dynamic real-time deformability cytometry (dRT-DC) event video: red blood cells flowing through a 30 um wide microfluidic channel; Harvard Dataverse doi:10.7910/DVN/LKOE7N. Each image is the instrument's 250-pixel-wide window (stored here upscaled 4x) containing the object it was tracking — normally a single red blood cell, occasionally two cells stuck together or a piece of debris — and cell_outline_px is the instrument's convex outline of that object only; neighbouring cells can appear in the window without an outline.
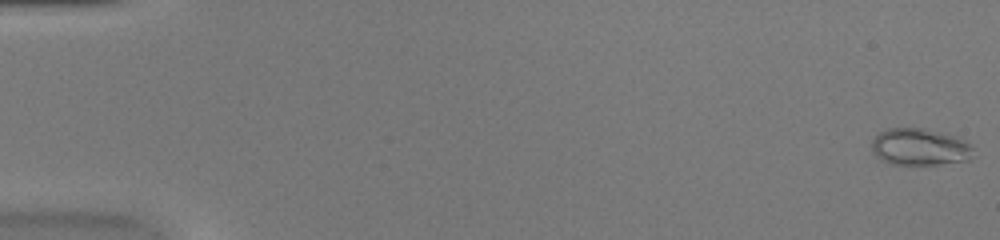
{"species": "common noctule bat (a hibernating species)", "species_latin": "Nyctalus noctula", "temperature_condition": "warm", "stored_images_in_passage": 52, "camera_frame_rate_fps": 3000, "um_per_image_px": 0.085, "animal": {"sex": "female", "body_mass_g": 20.0, "forearm_length_mm": 54.0}, "frame": {"image": 1, "passage_image": 1, "time_ms": 0.0, "image_size_px": [1000, 240], "cell_outline_px": [[976, 156], [968, 160], [936, 164], [892, 164], [880, 160], [872, 152], [872, 140], [880, 132], [888, 128], [924, 128], [956, 136], [972, 144]], "centroid_in_image_um": [78.22, 12.49], "position_along_channel_um": 6.8, "area_um2": 22.08}}
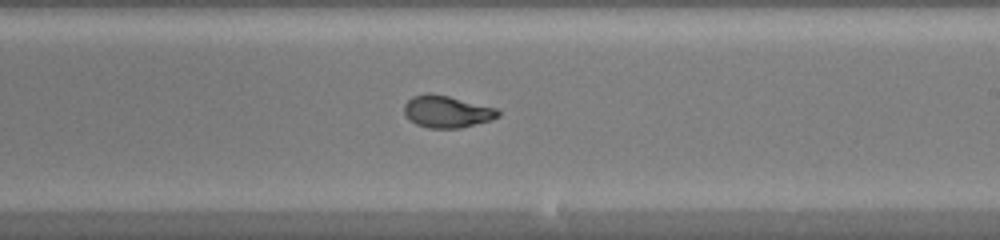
{"frame": {"image": 2, "passage_image": 32, "time_ms": 10.333, "image_size_px": [1000, 240], "cell_outline_px": [[500, 116], [492, 120], [460, 128], [428, 128], [416, 124], [404, 112], [404, 104], [412, 96], [428, 92], [448, 96], [496, 108], [500, 112]], "centroid_in_image_um": [37.99, 9.48], "position_along_channel_um": 251.0, "area_um2": 17.46}}
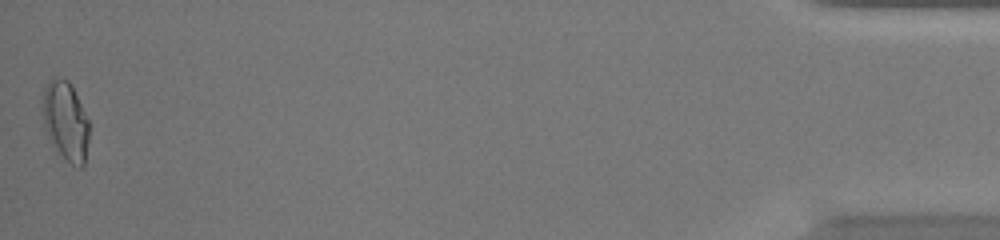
{"frame": {"image": 3, "passage_image": 52, "time_ms": 17.0, "image_size_px": [1000, 240], "cell_outline_px": [[88, 140], [84, 164], [80, 168], [76, 168], [64, 160], [44, 128], [44, 88], [48, 80], [52, 76], [68, 80], [88, 120]], "centroid_in_image_um": [5.58, 10.31], "position_along_channel_um": 429.6, "area_um2": 20.92}, "authors_computed_cell_mechanics": {"area_um2": 18.7272, "velocity_mm_per_s": 4.0423, "shape_relaxation_time_tau1_ms": null, "shape_relaxation_time_tau2_ms": 0.7767, "deformation_change_tau1": null, "deformation_change_tau2": 0.0578}}